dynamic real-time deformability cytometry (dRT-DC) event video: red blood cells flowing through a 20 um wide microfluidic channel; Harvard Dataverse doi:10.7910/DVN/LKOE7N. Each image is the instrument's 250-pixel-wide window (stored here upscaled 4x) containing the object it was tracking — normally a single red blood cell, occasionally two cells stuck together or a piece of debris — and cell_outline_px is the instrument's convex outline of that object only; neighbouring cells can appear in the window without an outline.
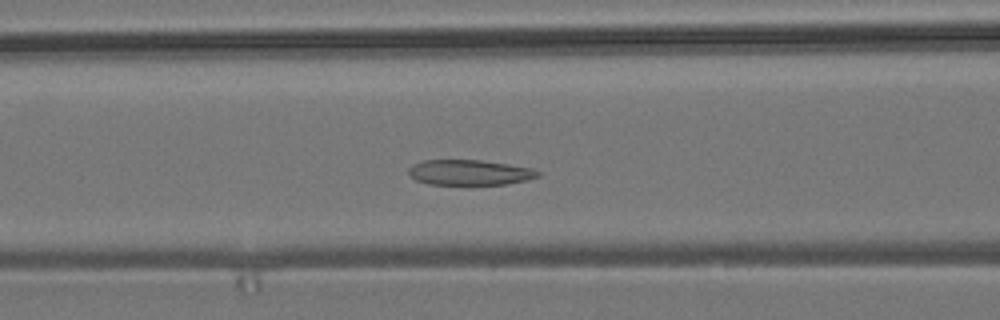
{"species": "common noctule bat (a hibernating species)", "species_latin": "Nyctalus noctula", "temperature_condition": "room temperature", "stored_images_in_passage": 53, "camera_frame_rate_fps": 3000, "um_per_image_px": 0.085, "animal": {"sex": "male", "body_mass_g": 19.2, "forearm_length_mm": 51.8}, "frame": {"image": 1, "passage_image": 20, "time_ms": 6.333, "image_size_px": [1000, 320], "cell_outline_px": [[540, 176], [528, 180], [504, 184], [468, 188], [428, 184], [416, 180], [408, 172], [408, 168], [412, 164], [424, 160], [480, 160], [508, 164], [532, 168], [540, 172]], "centroid_in_image_um": [39.9, 14.71], "position_along_channel_um": 126.7, "area_um2": 20.11}}
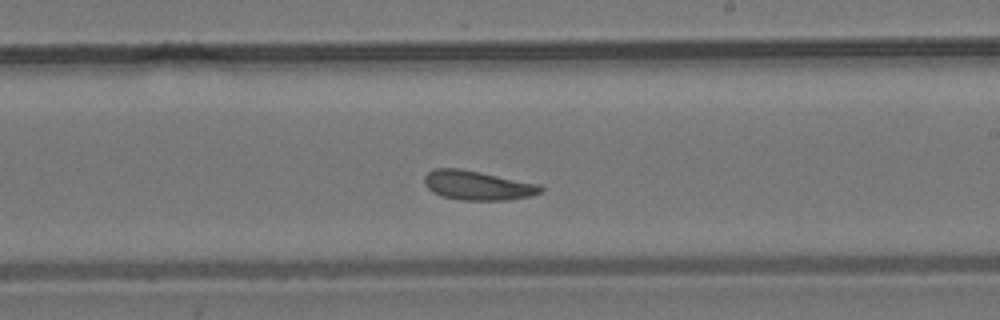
{"frame": {"image": 2, "passage_image": 30, "time_ms": 9.667, "image_size_px": [1000, 320], "cell_outline_px": [[544, 188], [540, 192], [532, 196], [508, 200], [460, 200], [444, 196], [432, 192], [424, 184], [424, 176], [428, 172], [436, 168], [460, 168], [540, 184]], "centroid_in_image_um": [40.6, 15.76], "position_along_channel_um": 248.4, "area_um2": 19.88}}
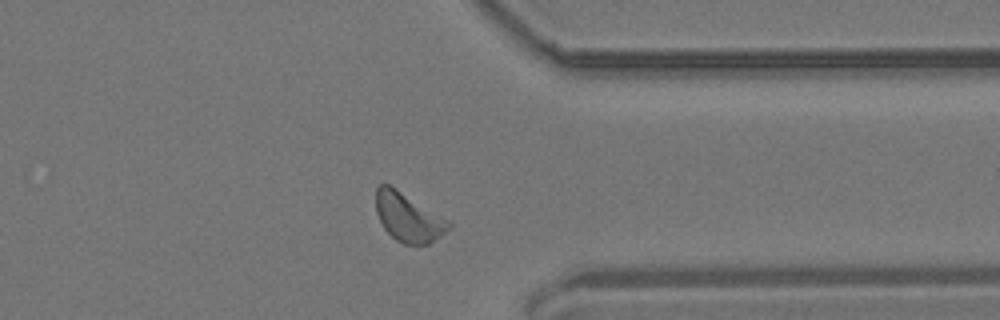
{"frame": {"image": 3, "passage_image": 41, "time_ms": 13.333, "image_size_px": [1000, 320], "cell_outline_px": [[452, 224], [444, 232], [428, 244], [404, 244], [396, 240], [384, 228], [376, 212], [376, 188], [380, 184], [388, 184]], "centroid_in_image_um": [34.63, 18.49], "position_along_channel_um": 376.8, "area_um2": 19.65}, "authors_computed_cell_mechanics": {"area_um2": 20.0566, "velocity_mm_per_s": 3.6612, "shape_relaxation_time_tau1_ms": 3.9479, "shape_relaxation_time_tau2_ms": 4.9941, "deformation_change_tau1": 0.0783, "deformation_change_tau2": 0.143}}